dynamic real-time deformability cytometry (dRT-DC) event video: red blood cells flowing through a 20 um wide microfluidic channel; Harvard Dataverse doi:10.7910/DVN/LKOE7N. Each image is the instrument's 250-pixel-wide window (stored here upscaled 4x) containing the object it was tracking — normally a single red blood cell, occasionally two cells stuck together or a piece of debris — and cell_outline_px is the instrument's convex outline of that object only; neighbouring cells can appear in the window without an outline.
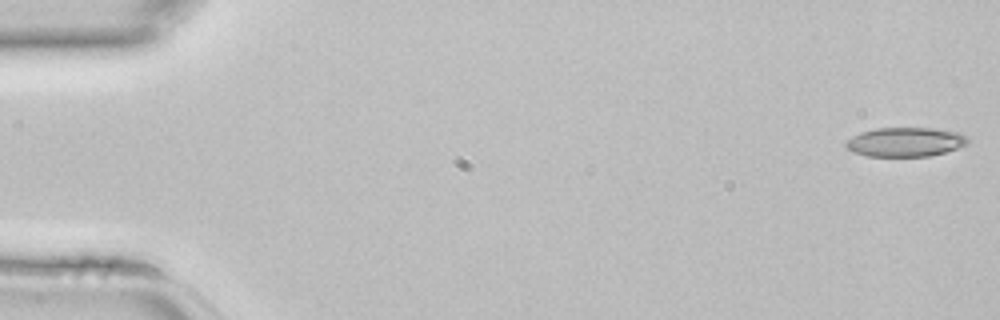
{"species": "common noctule bat (a hibernating species)", "species_latin": "Nyctalus noctula", "temperature_condition": "room temperature", "stored_images_in_passage": 13, "camera_frame_rate_fps": 3000, "um_per_image_px": 0.085, "animal": {"sex": "female", "body_mass_g": 22.7, "forearm_length_mm": 54.2}, "frame": {"image": 1, "passage_image": 1, "time_ms": 0.0, "image_size_px": [1000, 320], "cell_outline_px": [[968, 144], [944, 152], [928, 156], [868, 156], [852, 152], [844, 148], [844, 144], [852, 136], [860, 132], [876, 128], [936, 128], [960, 132], [968, 136]], "centroid_in_image_um": [76.94, 12.06], "position_along_channel_um": 8.1, "area_um2": 20.92}}
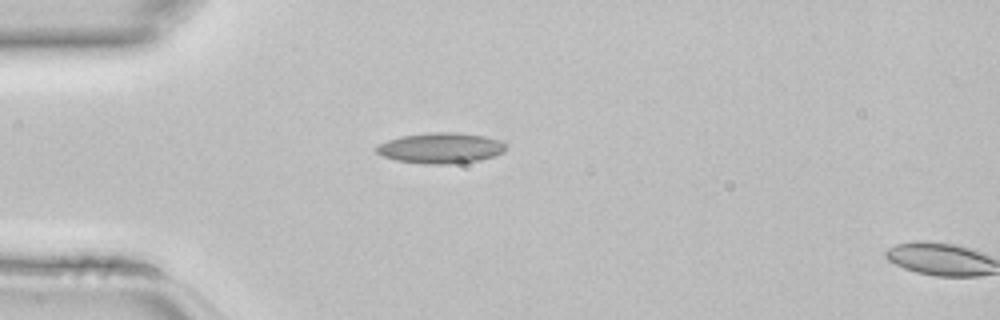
{"frame": {"image": 2, "passage_image": 12, "time_ms": 3.667, "image_size_px": [1000, 320], "cell_outline_px": [[504, 152], [496, 156], [480, 160], [448, 164], [424, 164], [396, 160], [384, 156], [376, 152], [376, 148], [380, 144], [388, 140], [400, 136], [428, 132], [456, 132], [484, 136], [500, 140], [504, 144]], "centroid_in_image_um": [37.47, 12.58], "position_along_channel_um": 47.5, "area_um2": 23.06}}